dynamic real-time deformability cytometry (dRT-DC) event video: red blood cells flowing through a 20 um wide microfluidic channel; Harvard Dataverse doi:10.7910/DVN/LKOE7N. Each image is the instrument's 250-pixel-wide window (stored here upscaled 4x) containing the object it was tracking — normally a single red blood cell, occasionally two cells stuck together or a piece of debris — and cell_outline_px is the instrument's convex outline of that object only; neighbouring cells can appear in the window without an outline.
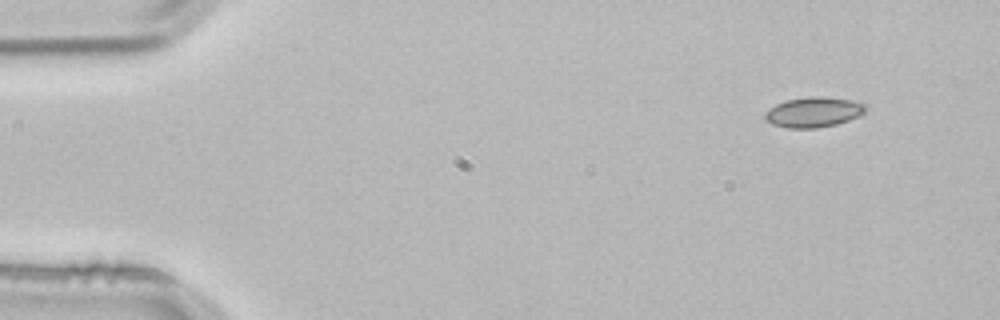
{"species": "common noctule bat (a hibernating species)", "species_latin": "Nyctalus noctula", "temperature_condition": "room temperature", "stored_images_in_passage": 3, "camera_frame_rate_fps": 3000, "um_per_image_px": 0.085, "animal": {"sex": "male", "body_mass_g": 21.5, "forearm_length_mm": 52.0}, "frame": {"image": 1, "passage_image": 1, "time_ms": 0.0, "image_size_px": [1000, 320], "cell_outline_px": [[868, 108], [864, 112], [848, 120], [836, 124], [816, 128], [788, 128], [772, 124], [764, 120], [764, 116], [776, 104], [788, 100], [808, 96], [820, 96], [852, 100], [868, 104]], "centroid_in_image_um": [69.18, 9.53], "position_along_channel_um": 15.8, "area_um2": 17.57}}